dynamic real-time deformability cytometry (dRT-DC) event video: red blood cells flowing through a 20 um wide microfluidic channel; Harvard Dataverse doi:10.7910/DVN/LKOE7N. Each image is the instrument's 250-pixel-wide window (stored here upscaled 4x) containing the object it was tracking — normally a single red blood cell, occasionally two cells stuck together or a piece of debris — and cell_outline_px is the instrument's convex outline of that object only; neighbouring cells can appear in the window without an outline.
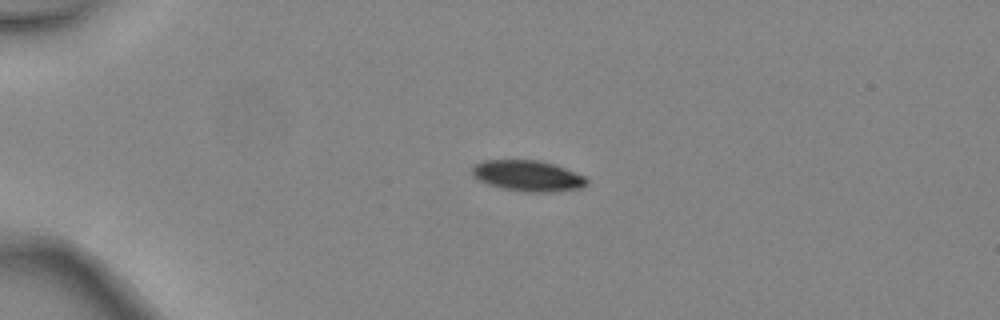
{"species": "common noctule bat (a hibernating species)", "species_latin": "Nyctalus noctula", "temperature_condition": "warm", "stored_images_in_passage": 6, "camera_frame_rate_fps": 3000, "um_per_image_px": 0.085, "animal": {"sex": "female", "body_mass_g": 24.6, "forearm_length_mm": 56.2}, "frame": {"image": 1, "passage_image": 3, "time_ms": 0.667, "image_size_px": [1000, 320], "cell_outline_px": [[588, 184], [580, 188], [552, 192], [524, 192], [504, 188], [488, 184], [472, 176], [472, 168], [476, 164], [484, 160], [540, 160], [556, 164], [584, 176], [588, 180]], "centroid_in_image_um": [44.89, 14.94], "position_along_channel_um": 40.1, "area_um2": 20.63}}
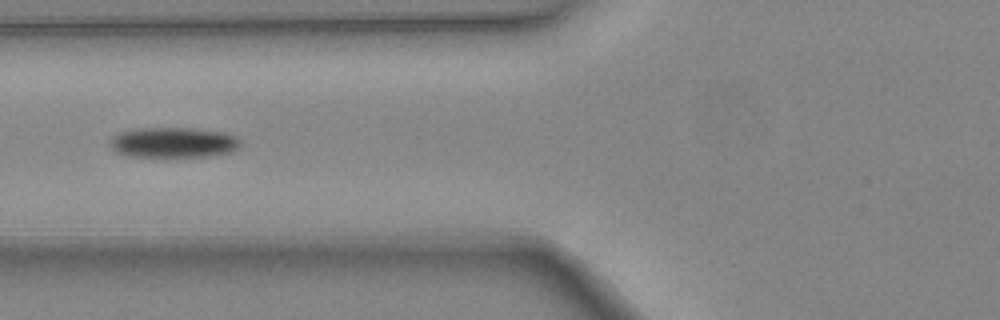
{"frame": {"image": 2, "passage_image": 5, "time_ms": 1.333, "image_size_px": [1000, 320], "cell_outline_px": [[240, 148], [232, 152], [208, 156], [160, 160], [128, 156], [116, 152], [108, 144], [108, 140], [112, 136], [120, 132], [132, 128], [192, 128], [224, 132], [236, 136], [240, 140]], "centroid_in_image_um": [14.69, 12.16], "position_along_channel_um": 111.1, "area_um2": 24.45}}
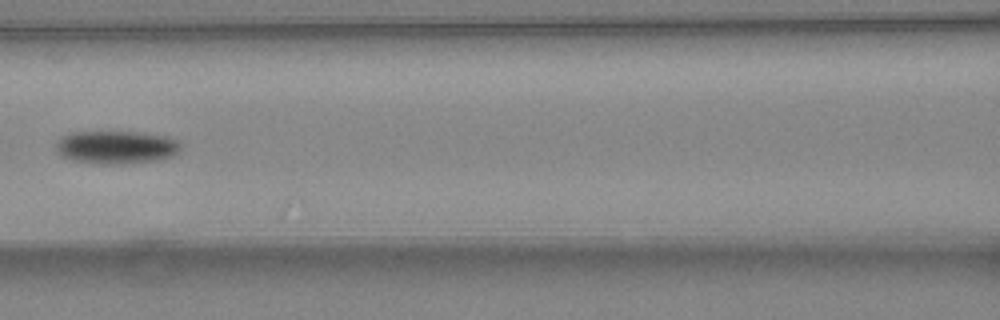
{"frame": {"image": 3, "passage_image": 6, "time_ms": 1.667, "image_size_px": [1000, 320], "cell_outline_px": [[184, 144], [180, 152], [172, 156], [160, 160], [124, 164], [96, 164], [72, 160], [60, 156], [56, 152], [56, 140], [72, 132], [136, 132], [168, 136]], "centroid_in_image_um": [9.91, 12.53], "position_along_channel_um": 156.7, "area_um2": 24.51}}